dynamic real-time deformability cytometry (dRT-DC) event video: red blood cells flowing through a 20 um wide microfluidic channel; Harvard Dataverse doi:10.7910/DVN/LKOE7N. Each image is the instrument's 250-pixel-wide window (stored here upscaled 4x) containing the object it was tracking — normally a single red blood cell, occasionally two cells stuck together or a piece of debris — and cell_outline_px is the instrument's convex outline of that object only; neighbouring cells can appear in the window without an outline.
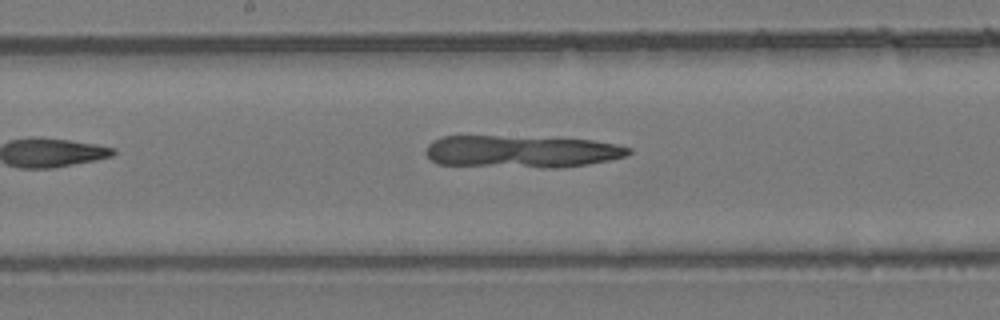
{"species": "common noctule bat (a hibernating species)", "species_latin": "Nyctalus noctula", "temperature_condition": "room temperature", "stored_images_in_passage": 7, "camera_frame_rate_fps": 3000, "um_per_image_px": 0.085, "animal": {"sex": "female", "body_mass_g": 24.6, "forearm_length_mm": 56.2}, "frame": {"image": 1, "passage_image": 7, "time_ms": 2.0, "image_size_px": [1000, 320], "cell_outline_px": [[632, 152], [628, 156], [588, 164], [560, 168], [540, 168], [436, 164], [424, 152], [428, 144], [432, 140], [440, 136], [556, 136], [592, 140], [616, 144], [632, 148]], "centroid_in_image_um": [44.36, 12.86], "position_along_channel_um": 203.8, "area_um2": 39.25}}